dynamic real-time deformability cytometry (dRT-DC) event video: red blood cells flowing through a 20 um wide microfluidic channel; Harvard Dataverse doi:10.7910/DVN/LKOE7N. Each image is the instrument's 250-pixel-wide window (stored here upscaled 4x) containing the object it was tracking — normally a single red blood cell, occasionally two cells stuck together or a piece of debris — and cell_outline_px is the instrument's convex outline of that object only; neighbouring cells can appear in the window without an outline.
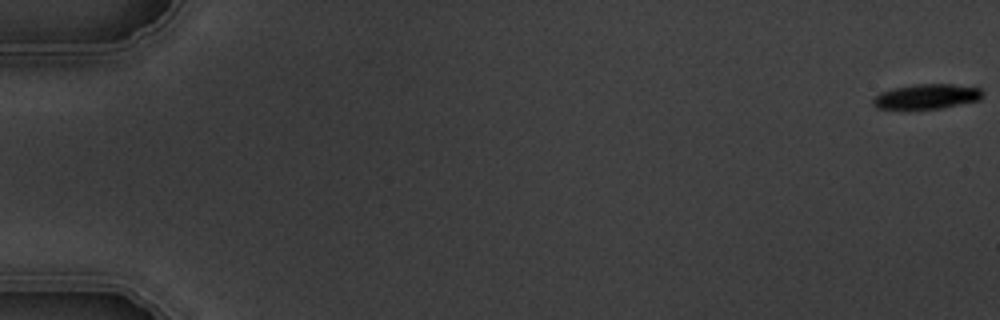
{"species": "common noctule bat (a hibernating species)", "species_latin": "Nyctalus noctula", "temperature_condition": "warm", "stored_images_in_passage": 6, "camera_frame_rate_fps": 3000, "um_per_image_px": 0.085, "animal": {"sex": "male", "body_mass_g": 19.5, "forearm_length_mm": 54.6}, "frame": {"image": 1, "passage_image": 1, "time_ms": 0.0, "image_size_px": [1000, 320], "cell_outline_px": [[984, 92], [980, 100], [940, 108], [876, 108], [872, 104], [872, 100], [880, 92], [892, 88], [916, 84], [952, 84], [980, 88]], "centroid_in_image_um": [78.78, 8.19], "position_along_channel_um": 6.2, "area_um2": 15.72}}
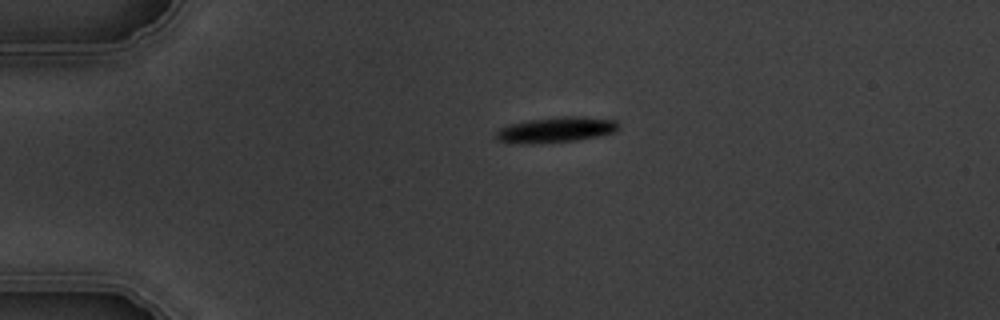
{"frame": {"image": 2, "passage_image": 5, "time_ms": 4.333, "image_size_px": [1000, 320], "cell_outline_px": [[620, 128], [612, 132], [596, 136], [572, 140], [500, 140], [496, 136], [496, 132], [500, 128], [508, 124], [524, 120], [560, 116], [584, 116], [616, 120], [620, 124]], "centroid_in_image_um": [47.39, 10.93], "position_along_channel_um": 37.6, "area_um2": 16.99}}